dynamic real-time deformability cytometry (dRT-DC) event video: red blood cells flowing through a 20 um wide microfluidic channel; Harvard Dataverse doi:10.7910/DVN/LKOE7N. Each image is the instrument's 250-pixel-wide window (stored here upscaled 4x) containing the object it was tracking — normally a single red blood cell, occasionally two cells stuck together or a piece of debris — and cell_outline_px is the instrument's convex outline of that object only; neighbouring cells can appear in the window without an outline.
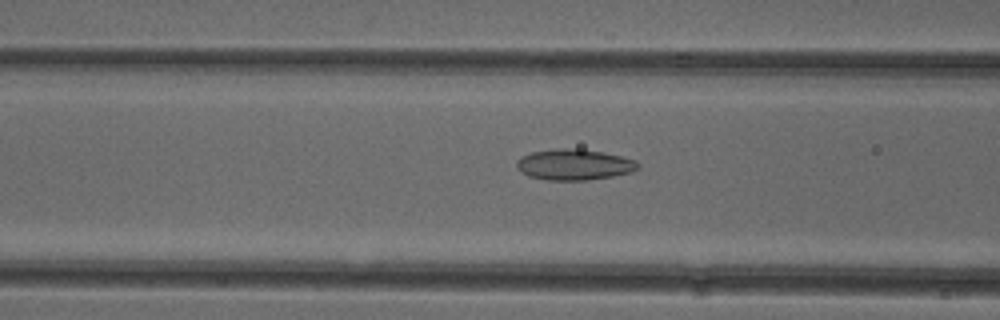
{"species": "common noctule bat (a hibernating species)", "species_latin": "Nyctalus noctula", "temperature_condition": "cold", "stored_images_in_passage": 39, "camera_frame_rate_fps": 3000, "um_per_image_px": 0.085, "animal": {"sex": "female"}, "frame": {"image": 1, "passage_image": 13, "time_ms": 4.0, "image_size_px": [1000, 320], "cell_outline_px": [[640, 168], [632, 172], [612, 176], [588, 180], [544, 180], [528, 176], [520, 172], [516, 168], [516, 160], [520, 156], [532, 152], [556, 148], [580, 148], [604, 152], [636, 160], [640, 164]], "centroid_in_image_um": [48.78, 13.98], "position_along_channel_um": 117.8, "area_um2": 22.25}}
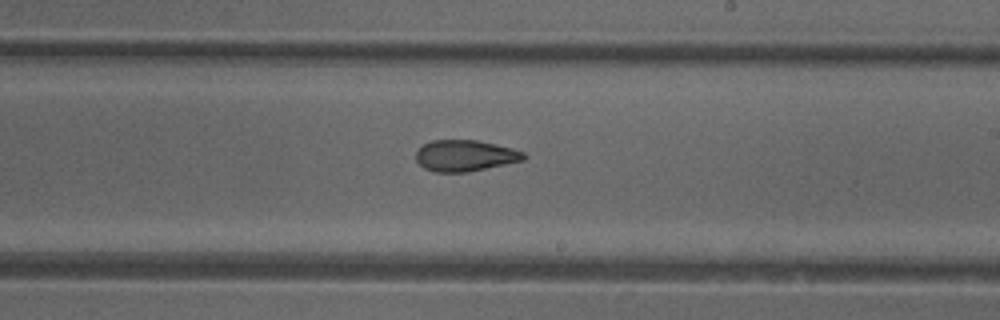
{"frame": {"image": 2, "passage_image": 23, "time_ms": 7.333, "image_size_px": [1000, 320], "cell_outline_px": [[528, 156], [524, 160], [468, 172], [436, 172], [424, 168], [416, 160], [416, 152], [424, 144], [432, 140], [476, 140], [496, 144], [512, 148], [524, 152]], "centroid_in_image_um": [39.55, 13.23], "position_along_channel_um": 249.4, "area_um2": 19.59}}
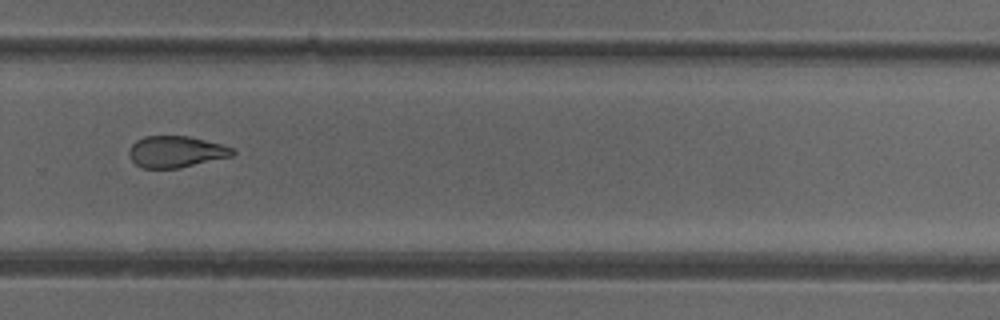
{"frame": {"image": 3, "passage_image": 28, "time_ms": 9.0, "image_size_px": [1000, 320], "cell_outline_px": [[236, 152], [232, 156], [180, 168], [140, 168], [128, 156], [128, 148], [136, 140], [144, 136], [188, 136], [220, 144], [232, 148]], "centroid_in_image_um": [14.91, 12.9], "position_along_channel_um": 314.9, "area_um2": 19.02}, "authors_computed_cell_mechanics": {"area_um2": 20.0566, "velocity_mm_per_s": 3.9449, "shape_relaxation_time_tau1_ms": null, "shape_relaxation_time_tau2_ms": 2.8858, "deformation_change_tau1": null, "deformation_change_tau2": 0.0963}}